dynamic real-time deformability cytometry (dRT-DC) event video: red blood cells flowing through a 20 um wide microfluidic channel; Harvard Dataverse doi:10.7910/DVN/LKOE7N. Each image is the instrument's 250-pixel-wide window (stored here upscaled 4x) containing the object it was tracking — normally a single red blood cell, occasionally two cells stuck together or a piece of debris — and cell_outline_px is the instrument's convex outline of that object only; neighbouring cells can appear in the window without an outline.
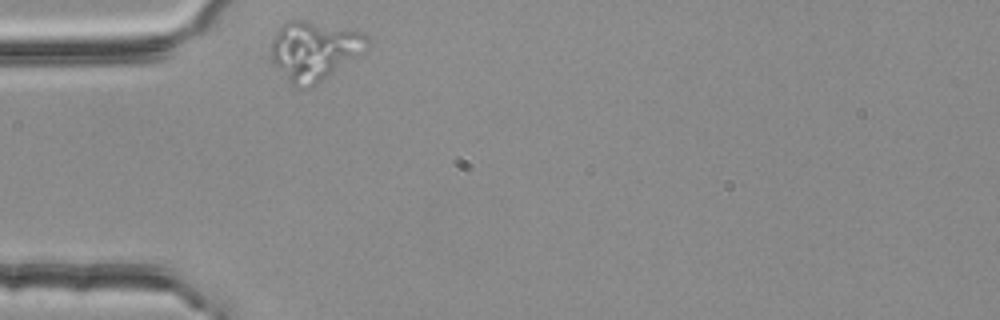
{"species": "common noctule bat (a hibernating species)", "species_latin": "Nyctalus noctula", "temperature_condition": "room temperature", "stored_images_in_passage": 34, "camera_frame_rate_fps": 3000, "um_per_image_px": 0.085, "animal": {"sex": "female", "body_mass_g": 25.1}, "frame": {"image": 1, "passage_image": 1, "time_ms": 0.0, "image_size_px": [1000, 320], "cell_outline_px": [[368, 44], [312, 88], [296, 88], [288, 80], [272, 60], [272, 40], [280, 28], [288, 20], [304, 20], [360, 32], [368, 36]], "centroid_in_image_um": [26.63, 4.31], "position_along_channel_um": 58.4, "area_um2": 31.67}}
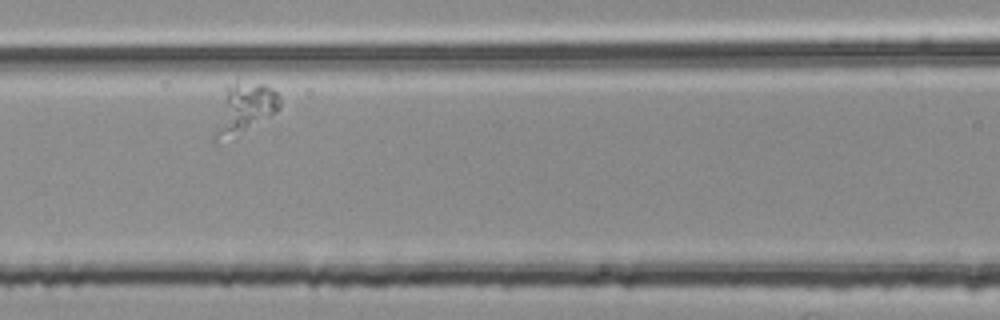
{"frame": {"image": 2, "passage_image": 10, "time_ms": 3.0, "image_size_px": [1000, 320], "cell_outline_px": [[280, 108], [276, 112], [216, 148], [212, 144], [212, 140], [224, 84], [236, 80], [264, 84], [272, 88], [280, 96]], "centroid_in_image_um": [20.66, 9.26], "position_along_channel_um": 145.9, "area_um2": 20.06}}
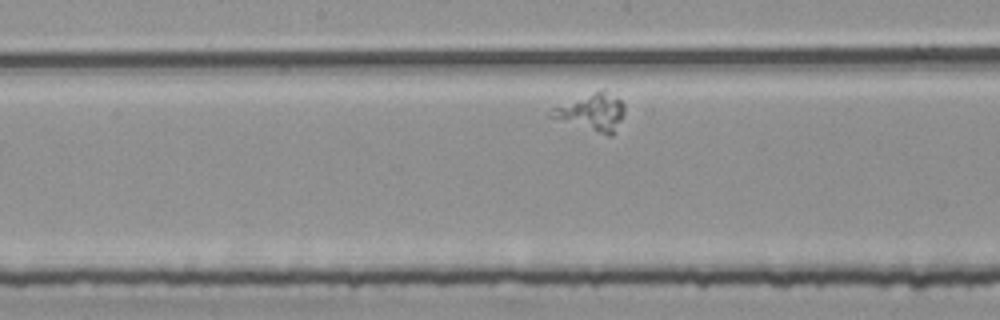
{"frame": {"image": 3, "passage_image": 15, "time_ms": 4.667, "image_size_px": [1000, 320], "cell_outline_px": [[624, 116], [612, 136], [608, 136], [548, 116], [552, 108], [604, 88], [620, 100], [624, 104]], "centroid_in_image_um": [50.36, 9.54], "position_along_channel_um": 197.8, "area_um2": 15.61}}